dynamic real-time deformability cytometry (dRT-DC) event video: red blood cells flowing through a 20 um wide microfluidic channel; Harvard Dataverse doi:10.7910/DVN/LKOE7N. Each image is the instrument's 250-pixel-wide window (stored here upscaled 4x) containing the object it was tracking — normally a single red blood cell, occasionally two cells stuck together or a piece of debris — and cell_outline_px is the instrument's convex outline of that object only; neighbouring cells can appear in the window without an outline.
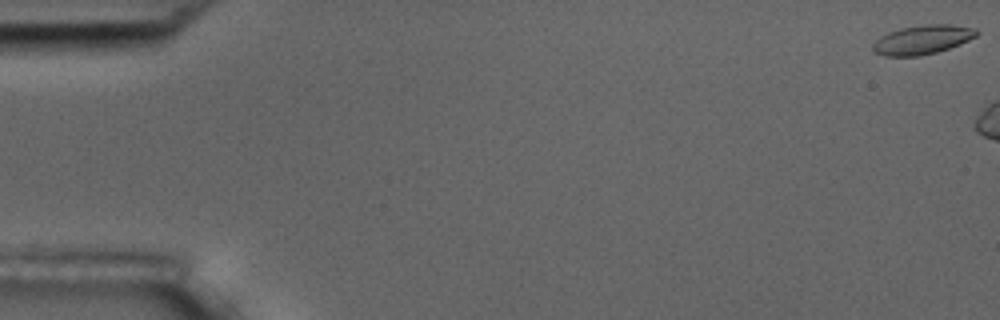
{"species": "common noctule bat (a hibernating species)", "species_latin": "Nyctalus noctula", "temperature_condition": "room temperature", "stored_images_in_passage": 7, "camera_frame_rate_fps": 3000, "um_per_image_px": 0.085, "animal": {"sex": "male", "body_mass_g": 17.5, "forearm_length_mm": 52.3}, "frame": {"image": 1, "passage_image": 1, "time_ms": 0.0, "image_size_px": [1000, 320], "cell_outline_px": [[980, 32], [976, 36], [960, 44], [936, 52], [920, 56], [884, 56], [872, 52], [872, 44], [880, 36], [888, 32], [900, 28], [924, 24], [952, 24], [976, 28]], "centroid_in_image_um": [78.39, 3.37], "position_along_channel_um": 6.6, "area_um2": 17.8}}